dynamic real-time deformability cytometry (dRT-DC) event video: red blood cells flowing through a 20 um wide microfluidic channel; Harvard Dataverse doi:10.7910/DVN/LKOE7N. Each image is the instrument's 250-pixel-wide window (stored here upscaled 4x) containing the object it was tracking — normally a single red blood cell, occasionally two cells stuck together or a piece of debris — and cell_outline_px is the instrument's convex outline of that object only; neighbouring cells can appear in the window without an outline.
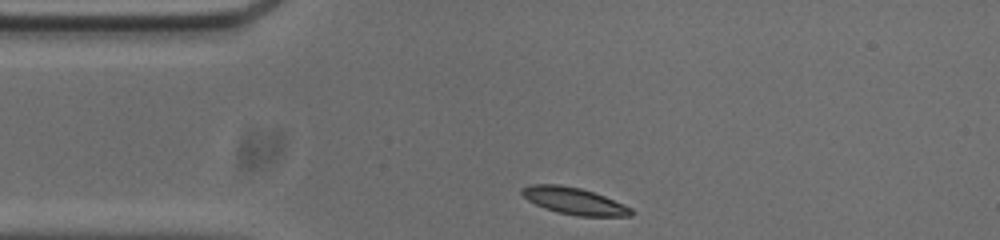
{"species": "common noctule bat (a hibernating species)", "species_latin": "Nyctalus noctula", "temperature_condition": "cold", "stored_images_in_passage": 34, "camera_frame_rate_fps": 3000, "um_per_image_px": 0.085, "animal": {"sex": "male", "body_mass_g": 20.0, "forearm_length_mm": 53.3}, "frame": {"image": 1, "passage_image": 1, "time_ms": 0.0, "image_size_px": [1000, 240], "cell_outline_px": [[632, 216], [576, 216], [556, 212], [544, 208], [528, 200], [520, 192], [520, 188], [528, 184], [560, 184], [580, 188], [604, 196], [624, 204], [632, 208]], "centroid_in_image_um": [48.77, 17.08], "position_along_channel_um": 36.2, "area_um2": 17.17}}
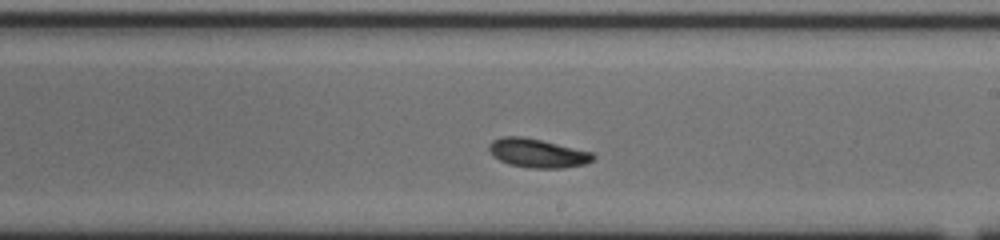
{"frame": {"image": 2, "passage_image": 20, "time_ms": 6.333, "image_size_px": [1000, 240], "cell_outline_px": [[596, 160], [584, 164], [564, 168], [528, 168], [508, 164], [492, 156], [488, 148], [488, 144], [492, 140], [504, 136], [520, 136], [540, 140], [592, 152], [596, 156]], "centroid_in_image_um": [45.68, 13.03], "position_along_channel_um": 243.3, "area_um2": 17.57}}
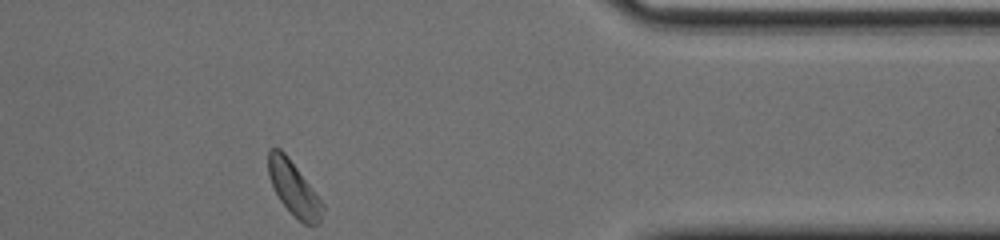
{"frame": {"image": 3, "passage_image": 34, "time_ms": 11.0, "image_size_px": [1000, 240], "cell_outline_px": [[324, 208], [320, 224], [304, 224], [280, 200], [268, 176], [268, 148], [280, 148], [288, 156], [324, 204]], "centroid_in_image_um": [24.97, 15.99], "position_along_channel_um": 386.4, "area_um2": 16.76}, "authors_computed_cell_mechanics": {"area_um2": 17.2533, "velocity_mm_per_s": 3.6556, "shape_relaxation_time_tau1_ms": null, "shape_relaxation_time_tau2_ms": 11.0746, "deformation_change_tau1": null, "deformation_change_tau2": 0.1526}}